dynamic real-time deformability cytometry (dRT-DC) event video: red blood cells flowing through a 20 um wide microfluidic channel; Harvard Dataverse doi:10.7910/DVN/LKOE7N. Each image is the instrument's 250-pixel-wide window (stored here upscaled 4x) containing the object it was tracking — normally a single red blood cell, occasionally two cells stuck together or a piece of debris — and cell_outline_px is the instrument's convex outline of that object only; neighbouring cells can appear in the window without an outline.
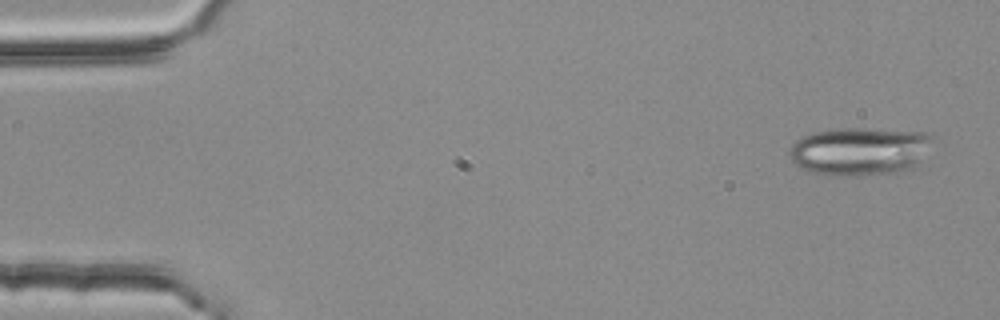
{"species": "common noctule bat (a hibernating species)", "species_latin": "Nyctalus noctula", "temperature_condition": "room temperature", "stored_images_in_passage": 4, "camera_frame_rate_fps": 3000, "um_per_image_px": 0.085, "animal": {"sex": "female", "body_mass_g": 25.1}, "frame": {"image": 1, "passage_image": 1, "time_ms": 0.0, "image_size_px": [1000, 320], "cell_outline_px": [[932, 136], [916, 164], [912, 168], [900, 172], [844, 176], [832, 176], [816, 172], [804, 168], [796, 164], [788, 156], [788, 152], [792, 144], [796, 140], [804, 136], [816, 132], [840, 128], [864, 128], [924, 132]], "centroid_in_image_um": [73.01, 12.85], "position_along_channel_um": 12.0, "area_um2": 39.42}}